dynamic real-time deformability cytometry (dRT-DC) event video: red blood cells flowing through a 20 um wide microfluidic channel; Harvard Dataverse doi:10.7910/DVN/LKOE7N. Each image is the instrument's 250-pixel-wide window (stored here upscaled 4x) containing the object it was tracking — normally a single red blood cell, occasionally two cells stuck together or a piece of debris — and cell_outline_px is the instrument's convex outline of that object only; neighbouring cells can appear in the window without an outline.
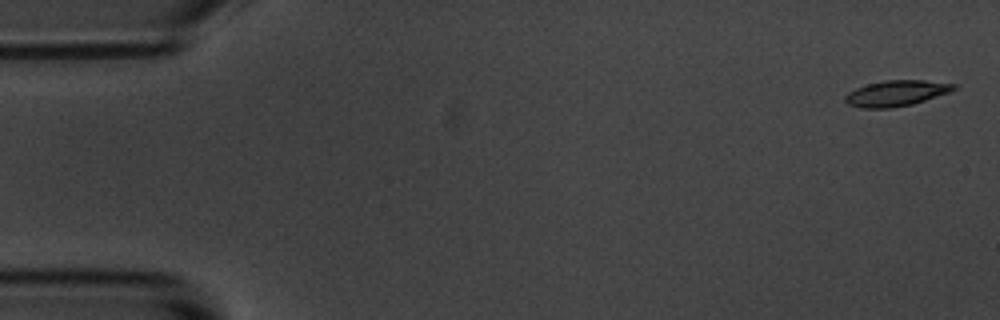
{"species": "common noctule bat (a hibernating species)", "species_latin": "Nyctalus noctula", "temperature_condition": "room temperature", "stored_images_in_passage": 5, "camera_frame_rate_fps": 3000, "um_per_image_px": 0.085, "animal": {"sex": "male", "body_mass_g": 20.1, "forearm_length_mm": 53.5}, "frame": {"image": 1, "passage_image": 1, "time_ms": 0.0, "image_size_px": [1000, 320], "cell_outline_px": [[956, 88], [948, 92], [912, 104], [892, 108], [860, 108], [848, 104], [844, 100], [844, 96], [848, 92], [856, 88], [868, 84], [884, 80], [924, 80], [956, 84]], "centroid_in_image_um": [76.13, 7.93], "position_along_channel_um": 8.9, "area_um2": 16.18}}
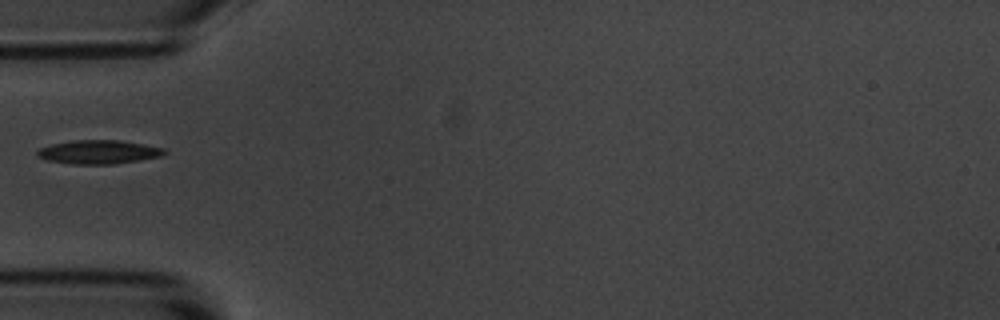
{"frame": {"image": 2, "passage_image": 5, "time_ms": 5.333, "image_size_px": [1000, 320], "cell_outline_px": [[168, 152], [160, 156], [140, 160], [112, 164], [72, 164], [48, 160], [36, 156], [36, 152], [40, 148], [52, 144], [72, 140], [120, 140], [164, 148]], "centroid_in_image_um": [8.37, 12.92], "position_along_channel_um": 76.6, "area_um2": 17.51}}